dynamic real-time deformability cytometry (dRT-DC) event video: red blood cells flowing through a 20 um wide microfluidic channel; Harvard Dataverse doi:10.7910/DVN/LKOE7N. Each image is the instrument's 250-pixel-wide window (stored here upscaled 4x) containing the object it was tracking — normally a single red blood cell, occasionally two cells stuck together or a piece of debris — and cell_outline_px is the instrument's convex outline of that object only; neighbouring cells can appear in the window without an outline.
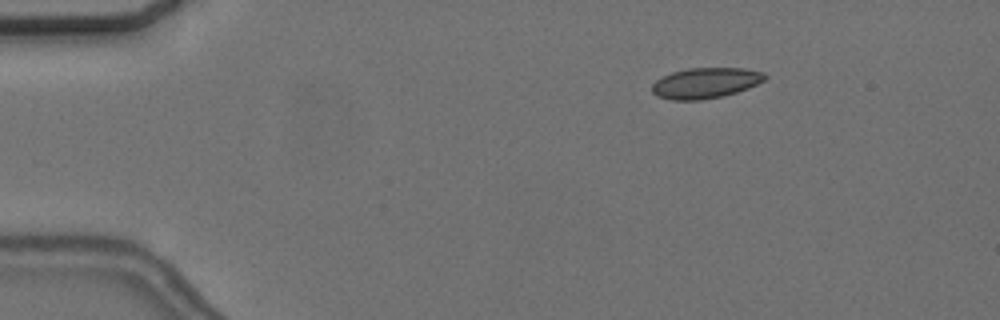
{"species": "common noctule bat (a hibernating species)", "species_latin": "Nyctalus noctula", "temperature_condition": "cold", "stored_images_in_passage": 21, "camera_frame_rate_fps": 3000, "um_per_image_px": 0.085, "animal": {"sex": "female", "body_mass_g": 24.6, "forearm_length_mm": 56.2}, "frame": {"image": 1, "passage_image": 9, "time_ms": 2.667, "image_size_px": [1000, 320], "cell_outline_px": [[768, 76], [764, 80], [748, 88], [724, 96], [700, 100], [672, 100], [656, 96], [652, 92], [652, 84], [656, 80], [672, 72], [688, 68], [744, 68], [764, 72]], "centroid_in_image_um": [59.97, 7.05], "position_along_channel_um": 25.0, "area_um2": 20.17}}